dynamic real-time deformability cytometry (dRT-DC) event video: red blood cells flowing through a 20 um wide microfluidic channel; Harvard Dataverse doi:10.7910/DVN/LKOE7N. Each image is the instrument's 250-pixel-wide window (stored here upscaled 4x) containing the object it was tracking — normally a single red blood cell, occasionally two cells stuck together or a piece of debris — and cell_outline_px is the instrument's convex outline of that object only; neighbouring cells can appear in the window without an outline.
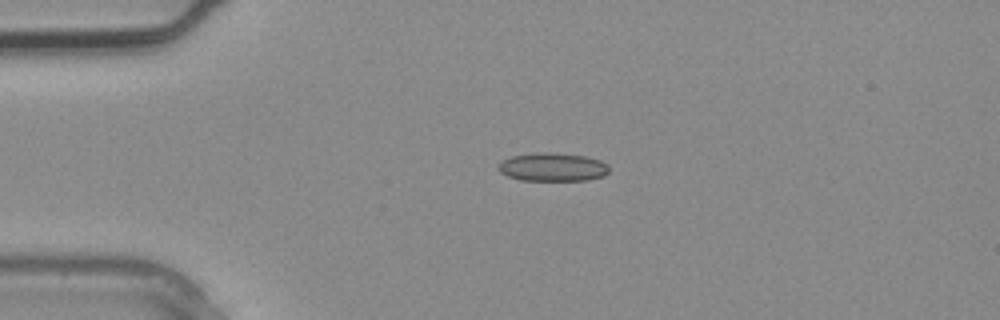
{"species": "common noctule bat (a hibernating species)", "species_latin": "Nyctalus noctula", "temperature_condition": "warm", "stored_images_in_passage": 3, "camera_frame_rate_fps": 3000, "um_per_image_px": 0.085, "animal": {"sex": "male", "body_mass_g": 20.4}, "frame": {"image": 1, "passage_image": 2, "time_ms": 0.333, "image_size_px": [1000, 320], "cell_outline_px": [[608, 172], [604, 176], [588, 180], [520, 180], [508, 176], [500, 172], [496, 168], [496, 164], [500, 160], [512, 156], [540, 152], [548, 152], [584, 156], [600, 160], [608, 164]], "centroid_in_image_um": [46.93, 14.2], "position_along_channel_um": 38.1, "area_um2": 18.44}}
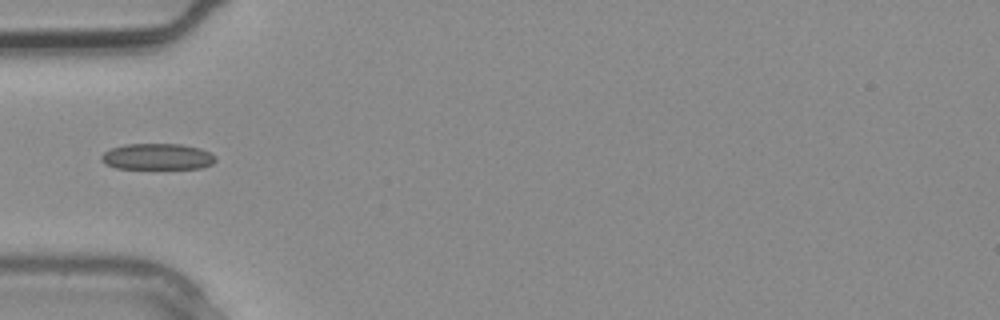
{"frame": {"image": 2, "passage_image": 3, "time_ms": 0.667, "image_size_px": [1000, 320], "cell_outline_px": [[216, 160], [212, 164], [200, 168], [116, 168], [100, 160], [100, 156], [104, 152], [112, 148], [124, 144], [180, 144], [200, 148], [212, 152], [216, 156]], "centroid_in_image_um": [13.41, 13.3], "position_along_channel_um": 71.6, "area_um2": 17.4}}